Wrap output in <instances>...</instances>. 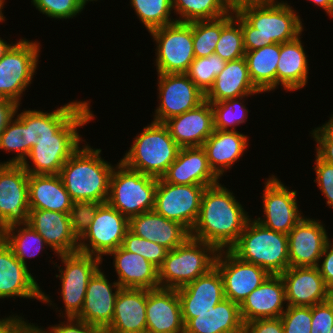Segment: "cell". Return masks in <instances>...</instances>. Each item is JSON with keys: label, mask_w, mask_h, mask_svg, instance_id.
I'll return each instance as SVG.
<instances>
[{"label": "cell", "mask_w": 333, "mask_h": 333, "mask_svg": "<svg viewBox=\"0 0 333 333\" xmlns=\"http://www.w3.org/2000/svg\"><path fill=\"white\" fill-rule=\"evenodd\" d=\"M280 318L284 333H311L312 311L309 306H287Z\"/></svg>", "instance_id": "cell-47"}, {"label": "cell", "mask_w": 333, "mask_h": 333, "mask_svg": "<svg viewBox=\"0 0 333 333\" xmlns=\"http://www.w3.org/2000/svg\"><path fill=\"white\" fill-rule=\"evenodd\" d=\"M40 43L25 38L15 42L0 60V97L21 104L31 85L40 56Z\"/></svg>", "instance_id": "cell-11"}, {"label": "cell", "mask_w": 333, "mask_h": 333, "mask_svg": "<svg viewBox=\"0 0 333 333\" xmlns=\"http://www.w3.org/2000/svg\"><path fill=\"white\" fill-rule=\"evenodd\" d=\"M174 141L182 147H202L214 132V112L206 100L197 108L170 118L164 123Z\"/></svg>", "instance_id": "cell-25"}, {"label": "cell", "mask_w": 333, "mask_h": 333, "mask_svg": "<svg viewBox=\"0 0 333 333\" xmlns=\"http://www.w3.org/2000/svg\"><path fill=\"white\" fill-rule=\"evenodd\" d=\"M128 229L129 219L108 203H103L89 228L79 238L78 251L103 260V256L122 246Z\"/></svg>", "instance_id": "cell-13"}, {"label": "cell", "mask_w": 333, "mask_h": 333, "mask_svg": "<svg viewBox=\"0 0 333 333\" xmlns=\"http://www.w3.org/2000/svg\"><path fill=\"white\" fill-rule=\"evenodd\" d=\"M122 247L129 252L138 254L159 268L166 258L168 250L163 246L143 239L129 229L123 239Z\"/></svg>", "instance_id": "cell-45"}, {"label": "cell", "mask_w": 333, "mask_h": 333, "mask_svg": "<svg viewBox=\"0 0 333 333\" xmlns=\"http://www.w3.org/2000/svg\"><path fill=\"white\" fill-rule=\"evenodd\" d=\"M89 144L79 147L62 166L59 176L73 202L107 203L110 177L115 167Z\"/></svg>", "instance_id": "cell-3"}, {"label": "cell", "mask_w": 333, "mask_h": 333, "mask_svg": "<svg viewBox=\"0 0 333 333\" xmlns=\"http://www.w3.org/2000/svg\"><path fill=\"white\" fill-rule=\"evenodd\" d=\"M129 230L168 251L183 244L190 237V231L184 225L166 219L154 210L129 218Z\"/></svg>", "instance_id": "cell-29"}, {"label": "cell", "mask_w": 333, "mask_h": 333, "mask_svg": "<svg viewBox=\"0 0 333 333\" xmlns=\"http://www.w3.org/2000/svg\"><path fill=\"white\" fill-rule=\"evenodd\" d=\"M157 75L159 105L154 111V122L165 123L205 101V94L185 73Z\"/></svg>", "instance_id": "cell-15"}, {"label": "cell", "mask_w": 333, "mask_h": 333, "mask_svg": "<svg viewBox=\"0 0 333 333\" xmlns=\"http://www.w3.org/2000/svg\"><path fill=\"white\" fill-rule=\"evenodd\" d=\"M102 203L96 201H76L70 209V221L73 233L79 239L89 228L95 213Z\"/></svg>", "instance_id": "cell-48"}, {"label": "cell", "mask_w": 333, "mask_h": 333, "mask_svg": "<svg viewBox=\"0 0 333 333\" xmlns=\"http://www.w3.org/2000/svg\"><path fill=\"white\" fill-rule=\"evenodd\" d=\"M63 267L57 266L61 280V298L64 302V312L60 317H77L82 309L89 279L100 268L102 260L96 256L82 252L57 255ZM100 264V265H99ZM62 314V315H61ZM65 314V315H63Z\"/></svg>", "instance_id": "cell-12"}, {"label": "cell", "mask_w": 333, "mask_h": 333, "mask_svg": "<svg viewBox=\"0 0 333 333\" xmlns=\"http://www.w3.org/2000/svg\"><path fill=\"white\" fill-rule=\"evenodd\" d=\"M229 250L271 275H280L289 268L288 234L268 229L253 218Z\"/></svg>", "instance_id": "cell-6"}, {"label": "cell", "mask_w": 333, "mask_h": 333, "mask_svg": "<svg viewBox=\"0 0 333 333\" xmlns=\"http://www.w3.org/2000/svg\"><path fill=\"white\" fill-rule=\"evenodd\" d=\"M130 4L148 32L177 21L171 15L172 0H130Z\"/></svg>", "instance_id": "cell-41"}, {"label": "cell", "mask_w": 333, "mask_h": 333, "mask_svg": "<svg viewBox=\"0 0 333 333\" xmlns=\"http://www.w3.org/2000/svg\"><path fill=\"white\" fill-rule=\"evenodd\" d=\"M222 30V17L193 22V48L195 58L208 57L215 47Z\"/></svg>", "instance_id": "cell-44"}, {"label": "cell", "mask_w": 333, "mask_h": 333, "mask_svg": "<svg viewBox=\"0 0 333 333\" xmlns=\"http://www.w3.org/2000/svg\"><path fill=\"white\" fill-rule=\"evenodd\" d=\"M161 178L177 185L209 187L219 183V178L211 170L202 147L180 148L176 160Z\"/></svg>", "instance_id": "cell-27"}, {"label": "cell", "mask_w": 333, "mask_h": 333, "mask_svg": "<svg viewBox=\"0 0 333 333\" xmlns=\"http://www.w3.org/2000/svg\"><path fill=\"white\" fill-rule=\"evenodd\" d=\"M146 333H184L177 289L146 290Z\"/></svg>", "instance_id": "cell-23"}, {"label": "cell", "mask_w": 333, "mask_h": 333, "mask_svg": "<svg viewBox=\"0 0 333 333\" xmlns=\"http://www.w3.org/2000/svg\"><path fill=\"white\" fill-rule=\"evenodd\" d=\"M215 266L223 279L225 298L238 305L270 275L260 266L239 259L230 250L218 251Z\"/></svg>", "instance_id": "cell-18"}, {"label": "cell", "mask_w": 333, "mask_h": 333, "mask_svg": "<svg viewBox=\"0 0 333 333\" xmlns=\"http://www.w3.org/2000/svg\"><path fill=\"white\" fill-rule=\"evenodd\" d=\"M172 8L177 22L185 23L218 19L233 9L227 0H172Z\"/></svg>", "instance_id": "cell-39"}, {"label": "cell", "mask_w": 333, "mask_h": 333, "mask_svg": "<svg viewBox=\"0 0 333 333\" xmlns=\"http://www.w3.org/2000/svg\"><path fill=\"white\" fill-rule=\"evenodd\" d=\"M87 101H71L51 112L25 110L16 112L0 136V150L17 152L14 157L0 164H22L37 137L43 131H58Z\"/></svg>", "instance_id": "cell-5"}, {"label": "cell", "mask_w": 333, "mask_h": 333, "mask_svg": "<svg viewBox=\"0 0 333 333\" xmlns=\"http://www.w3.org/2000/svg\"><path fill=\"white\" fill-rule=\"evenodd\" d=\"M26 223L41 235L55 254L78 251L79 239L72 231L68 213L30 209Z\"/></svg>", "instance_id": "cell-24"}, {"label": "cell", "mask_w": 333, "mask_h": 333, "mask_svg": "<svg viewBox=\"0 0 333 333\" xmlns=\"http://www.w3.org/2000/svg\"><path fill=\"white\" fill-rule=\"evenodd\" d=\"M248 138L237 130L214 129L203 143L202 148L206 152L208 164L219 179L243 156L248 148Z\"/></svg>", "instance_id": "cell-31"}, {"label": "cell", "mask_w": 333, "mask_h": 333, "mask_svg": "<svg viewBox=\"0 0 333 333\" xmlns=\"http://www.w3.org/2000/svg\"><path fill=\"white\" fill-rule=\"evenodd\" d=\"M120 289L117 281L110 283L104 271L99 268L89 279L85 300L76 318L106 330L112 322Z\"/></svg>", "instance_id": "cell-21"}, {"label": "cell", "mask_w": 333, "mask_h": 333, "mask_svg": "<svg viewBox=\"0 0 333 333\" xmlns=\"http://www.w3.org/2000/svg\"><path fill=\"white\" fill-rule=\"evenodd\" d=\"M156 42L157 74L186 73L195 59L193 48V22H174L151 30Z\"/></svg>", "instance_id": "cell-10"}, {"label": "cell", "mask_w": 333, "mask_h": 333, "mask_svg": "<svg viewBox=\"0 0 333 333\" xmlns=\"http://www.w3.org/2000/svg\"><path fill=\"white\" fill-rule=\"evenodd\" d=\"M64 322H60L54 326L50 325L47 329L39 328L36 324L32 323V333H105L104 329L86 323L76 317H65ZM36 325V326H35Z\"/></svg>", "instance_id": "cell-50"}, {"label": "cell", "mask_w": 333, "mask_h": 333, "mask_svg": "<svg viewBox=\"0 0 333 333\" xmlns=\"http://www.w3.org/2000/svg\"><path fill=\"white\" fill-rule=\"evenodd\" d=\"M218 250L192 238L167 252L158 268L160 288L178 289L207 273L215 266Z\"/></svg>", "instance_id": "cell-8"}, {"label": "cell", "mask_w": 333, "mask_h": 333, "mask_svg": "<svg viewBox=\"0 0 333 333\" xmlns=\"http://www.w3.org/2000/svg\"><path fill=\"white\" fill-rule=\"evenodd\" d=\"M311 333H329L333 325V296L326 302L311 307Z\"/></svg>", "instance_id": "cell-52"}, {"label": "cell", "mask_w": 333, "mask_h": 333, "mask_svg": "<svg viewBox=\"0 0 333 333\" xmlns=\"http://www.w3.org/2000/svg\"><path fill=\"white\" fill-rule=\"evenodd\" d=\"M14 43L11 42L10 44L1 39L0 37V60L3 58L5 53L9 50V48L13 45Z\"/></svg>", "instance_id": "cell-58"}, {"label": "cell", "mask_w": 333, "mask_h": 333, "mask_svg": "<svg viewBox=\"0 0 333 333\" xmlns=\"http://www.w3.org/2000/svg\"><path fill=\"white\" fill-rule=\"evenodd\" d=\"M85 2H86V4H87V2H91V1H98V0H84Z\"/></svg>", "instance_id": "cell-62"}, {"label": "cell", "mask_w": 333, "mask_h": 333, "mask_svg": "<svg viewBox=\"0 0 333 333\" xmlns=\"http://www.w3.org/2000/svg\"><path fill=\"white\" fill-rule=\"evenodd\" d=\"M329 5L333 9V0H329Z\"/></svg>", "instance_id": "cell-61"}, {"label": "cell", "mask_w": 333, "mask_h": 333, "mask_svg": "<svg viewBox=\"0 0 333 333\" xmlns=\"http://www.w3.org/2000/svg\"><path fill=\"white\" fill-rule=\"evenodd\" d=\"M300 36L294 40L280 44L276 88L281 85L285 91L290 92L306 87L305 85L309 78V60L307 59Z\"/></svg>", "instance_id": "cell-36"}, {"label": "cell", "mask_w": 333, "mask_h": 333, "mask_svg": "<svg viewBox=\"0 0 333 333\" xmlns=\"http://www.w3.org/2000/svg\"><path fill=\"white\" fill-rule=\"evenodd\" d=\"M250 1H266V0H227V2L235 8L238 4L243 2H250Z\"/></svg>", "instance_id": "cell-59"}, {"label": "cell", "mask_w": 333, "mask_h": 333, "mask_svg": "<svg viewBox=\"0 0 333 333\" xmlns=\"http://www.w3.org/2000/svg\"><path fill=\"white\" fill-rule=\"evenodd\" d=\"M310 3L313 2L314 5L320 6L325 10L327 15L333 18V9L329 5V0H309Z\"/></svg>", "instance_id": "cell-57"}, {"label": "cell", "mask_w": 333, "mask_h": 333, "mask_svg": "<svg viewBox=\"0 0 333 333\" xmlns=\"http://www.w3.org/2000/svg\"><path fill=\"white\" fill-rule=\"evenodd\" d=\"M250 218L233 192L217 183L206 187L190 236L213 245L218 251L229 250Z\"/></svg>", "instance_id": "cell-1"}, {"label": "cell", "mask_w": 333, "mask_h": 333, "mask_svg": "<svg viewBox=\"0 0 333 333\" xmlns=\"http://www.w3.org/2000/svg\"><path fill=\"white\" fill-rule=\"evenodd\" d=\"M5 0H0V22L5 21V16L3 15L2 9L4 8Z\"/></svg>", "instance_id": "cell-60"}, {"label": "cell", "mask_w": 333, "mask_h": 333, "mask_svg": "<svg viewBox=\"0 0 333 333\" xmlns=\"http://www.w3.org/2000/svg\"><path fill=\"white\" fill-rule=\"evenodd\" d=\"M280 275L288 306L312 307L333 296L317 267H289Z\"/></svg>", "instance_id": "cell-22"}, {"label": "cell", "mask_w": 333, "mask_h": 333, "mask_svg": "<svg viewBox=\"0 0 333 333\" xmlns=\"http://www.w3.org/2000/svg\"><path fill=\"white\" fill-rule=\"evenodd\" d=\"M324 258V259H323ZM323 259V260H322ZM322 260V262H321ZM321 264V265H320ZM317 268L323 277L326 286L333 293V239L329 241L323 250Z\"/></svg>", "instance_id": "cell-54"}, {"label": "cell", "mask_w": 333, "mask_h": 333, "mask_svg": "<svg viewBox=\"0 0 333 333\" xmlns=\"http://www.w3.org/2000/svg\"><path fill=\"white\" fill-rule=\"evenodd\" d=\"M205 189L201 185H177L158 178L153 210L191 231L198 219Z\"/></svg>", "instance_id": "cell-14"}, {"label": "cell", "mask_w": 333, "mask_h": 333, "mask_svg": "<svg viewBox=\"0 0 333 333\" xmlns=\"http://www.w3.org/2000/svg\"><path fill=\"white\" fill-rule=\"evenodd\" d=\"M94 117L87 100L58 131H43L21 165L29 174H59L66 161L85 142L77 129ZM27 160L33 164L30 166Z\"/></svg>", "instance_id": "cell-4"}, {"label": "cell", "mask_w": 333, "mask_h": 333, "mask_svg": "<svg viewBox=\"0 0 333 333\" xmlns=\"http://www.w3.org/2000/svg\"><path fill=\"white\" fill-rule=\"evenodd\" d=\"M184 333H243L240 305L224 299L210 311L182 313Z\"/></svg>", "instance_id": "cell-28"}, {"label": "cell", "mask_w": 333, "mask_h": 333, "mask_svg": "<svg viewBox=\"0 0 333 333\" xmlns=\"http://www.w3.org/2000/svg\"><path fill=\"white\" fill-rule=\"evenodd\" d=\"M316 141V155L323 161L333 165V114L328 122L311 131Z\"/></svg>", "instance_id": "cell-49"}, {"label": "cell", "mask_w": 333, "mask_h": 333, "mask_svg": "<svg viewBox=\"0 0 333 333\" xmlns=\"http://www.w3.org/2000/svg\"><path fill=\"white\" fill-rule=\"evenodd\" d=\"M0 333H32V324L22 316L13 314L0 319Z\"/></svg>", "instance_id": "cell-55"}, {"label": "cell", "mask_w": 333, "mask_h": 333, "mask_svg": "<svg viewBox=\"0 0 333 333\" xmlns=\"http://www.w3.org/2000/svg\"><path fill=\"white\" fill-rule=\"evenodd\" d=\"M250 79L261 92L276 89L277 63L280 57V43H273L253 51H246L244 55Z\"/></svg>", "instance_id": "cell-37"}, {"label": "cell", "mask_w": 333, "mask_h": 333, "mask_svg": "<svg viewBox=\"0 0 333 333\" xmlns=\"http://www.w3.org/2000/svg\"><path fill=\"white\" fill-rule=\"evenodd\" d=\"M182 313L210 311L225 299L222 276L216 266L177 289Z\"/></svg>", "instance_id": "cell-30"}, {"label": "cell", "mask_w": 333, "mask_h": 333, "mask_svg": "<svg viewBox=\"0 0 333 333\" xmlns=\"http://www.w3.org/2000/svg\"><path fill=\"white\" fill-rule=\"evenodd\" d=\"M261 94L252 83L245 57L228 61L224 69L214 80L212 87L205 94V100L217 103L222 100L241 96Z\"/></svg>", "instance_id": "cell-34"}, {"label": "cell", "mask_w": 333, "mask_h": 333, "mask_svg": "<svg viewBox=\"0 0 333 333\" xmlns=\"http://www.w3.org/2000/svg\"><path fill=\"white\" fill-rule=\"evenodd\" d=\"M249 96L251 95L211 103L214 112V129L236 131L239 124L246 123L249 111L244 105V98Z\"/></svg>", "instance_id": "cell-42"}, {"label": "cell", "mask_w": 333, "mask_h": 333, "mask_svg": "<svg viewBox=\"0 0 333 333\" xmlns=\"http://www.w3.org/2000/svg\"><path fill=\"white\" fill-rule=\"evenodd\" d=\"M329 241L322 222L304 216L288 233L289 267H317Z\"/></svg>", "instance_id": "cell-20"}, {"label": "cell", "mask_w": 333, "mask_h": 333, "mask_svg": "<svg viewBox=\"0 0 333 333\" xmlns=\"http://www.w3.org/2000/svg\"><path fill=\"white\" fill-rule=\"evenodd\" d=\"M28 269L0 237V299H36L54 306Z\"/></svg>", "instance_id": "cell-19"}, {"label": "cell", "mask_w": 333, "mask_h": 333, "mask_svg": "<svg viewBox=\"0 0 333 333\" xmlns=\"http://www.w3.org/2000/svg\"><path fill=\"white\" fill-rule=\"evenodd\" d=\"M105 333H146V289H120Z\"/></svg>", "instance_id": "cell-33"}, {"label": "cell", "mask_w": 333, "mask_h": 333, "mask_svg": "<svg viewBox=\"0 0 333 333\" xmlns=\"http://www.w3.org/2000/svg\"><path fill=\"white\" fill-rule=\"evenodd\" d=\"M0 237L26 267H28L27 258L39 256L41 250L48 247L41 235L26 222L13 223L4 227L0 231Z\"/></svg>", "instance_id": "cell-38"}, {"label": "cell", "mask_w": 333, "mask_h": 333, "mask_svg": "<svg viewBox=\"0 0 333 333\" xmlns=\"http://www.w3.org/2000/svg\"><path fill=\"white\" fill-rule=\"evenodd\" d=\"M29 173L21 164H0V231L26 222L29 213Z\"/></svg>", "instance_id": "cell-17"}, {"label": "cell", "mask_w": 333, "mask_h": 333, "mask_svg": "<svg viewBox=\"0 0 333 333\" xmlns=\"http://www.w3.org/2000/svg\"><path fill=\"white\" fill-rule=\"evenodd\" d=\"M108 255L114 257L113 266L121 288L151 290L160 287L158 268L142 256L126 251L122 246Z\"/></svg>", "instance_id": "cell-32"}, {"label": "cell", "mask_w": 333, "mask_h": 333, "mask_svg": "<svg viewBox=\"0 0 333 333\" xmlns=\"http://www.w3.org/2000/svg\"><path fill=\"white\" fill-rule=\"evenodd\" d=\"M214 53L226 62L240 59L245 55L240 13L235 8L222 17L221 35Z\"/></svg>", "instance_id": "cell-40"}, {"label": "cell", "mask_w": 333, "mask_h": 333, "mask_svg": "<svg viewBox=\"0 0 333 333\" xmlns=\"http://www.w3.org/2000/svg\"><path fill=\"white\" fill-rule=\"evenodd\" d=\"M158 178L126 167L121 161L115 165L111 177L107 203L128 219L154 208Z\"/></svg>", "instance_id": "cell-9"}, {"label": "cell", "mask_w": 333, "mask_h": 333, "mask_svg": "<svg viewBox=\"0 0 333 333\" xmlns=\"http://www.w3.org/2000/svg\"><path fill=\"white\" fill-rule=\"evenodd\" d=\"M235 9L240 13L245 52L294 40L304 31L299 12L284 1L243 2Z\"/></svg>", "instance_id": "cell-2"}, {"label": "cell", "mask_w": 333, "mask_h": 333, "mask_svg": "<svg viewBox=\"0 0 333 333\" xmlns=\"http://www.w3.org/2000/svg\"><path fill=\"white\" fill-rule=\"evenodd\" d=\"M180 148L164 123L152 121L134 138L119 161L132 170L161 178L176 160Z\"/></svg>", "instance_id": "cell-7"}, {"label": "cell", "mask_w": 333, "mask_h": 333, "mask_svg": "<svg viewBox=\"0 0 333 333\" xmlns=\"http://www.w3.org/2000/svg\"><path fill=\"white\" fill-rule=\"evenodd\" d=\"M243 333H284L281 318H261L244 323Z\"/></svg>", "instance_id": "cell-53"}, {"label": "cell", "mask_w": 333, "mask_h": 333, "mask_svg": "<svg viewBox=\"0 0 333 333\" xmlns=\"http://www.w3.org/2000/svg\"><path fill=\"white\" fill-rule=\"evenodd\" d=\"M29 208L70 213L73 201L59 174H29Z\"/></svg>", "instance_id": "cell-35"}, {"label": "cell", "mask_w": 333, "mask_h": 333, "mask_svg": "<svg viewBox=\"0 0 333 333\" xmlns=\"http://www.w3.org/2000/svg\"><path fill=\"white\" fill-rule=\"evenodd\" d=\"M329 333H333V325H332V327H331V329H330V332Z\"/></svg>", "instance_id": "cell-63"}, {"label": "cell", "mask_w": 333, "mask_h": 333, "mask_svg": "<svg viewBox=\"0 0 333 333\" xmlns=\"http://www.w3.org/2000/svg\"><path fill=\"white\" fill-rule=\"evenodd\" d=\"M19 106L20 104L12 99L0 97V136L11 120L15 118Z\"/></svg>", "instance_id": "cell-56"}, {"label": "cell", "mask_w": 333, "mask_h": 333, "mask_svg": "<svg viewBox=\"0 0 333 333\" xmlns=\"http://www.w3.org/2000/svg\"><path fill=\"white\" fill-rule=\"evenodd\" d=\"M267 179L262 195L265 215L254 219L268 229L288 234L304 217L298 208L297 191L290 190L273 174Z\"/></svg>", "instance_id": "cell-16"}, {"label": "cell", "mask_w": 333, "mask_h": 333, "mask_svg": "<svg viewBox=\"0 0 333 333\" xmlns=\"http://www.w3.org/2000/svg\"><path fill=\"white\" fill-rule=\"evenodd\" d=\"M315 158L313 169L316 172V179L314 182L324 195L328 207L333 208V165L321 160L317 155Z\"/></svg>", "instance_id": "cell-51"}, {"label": "cell", "mask_w": 333, "mask_h": 333, "mask_svg": "<svg viewBox=\"0 0 333 333\" xmlns=\"http://www.w3.org/2000/svg\"><path fill=\"white\" fill-rule=\"evenodd\" d=\"M40 13L49 18L72 19L85 9L84 0H31Z\"/></svg>", "instance_id": "cell-46"}, {"label": "cell", "mask_w": 333, "mask_h": 333, "mask_svg": "<svg viewBox=\"0 0 333 333\" xmlns=\"http://www.w3.org/2000/svg\"><path fill=\"white\" fill-rule=\"evenodd\" d=\"M226 61L215 53L208 57L195 58L185 73L194 84L206 94L218 74L224 69Z\"/></svg>", "instance_id": "cell-43"}, {"label": "cell", "mask_w": 333, "mask_h": 333, "mask_svg": "<svg viewBox=\"0 0 333 333\" xmlns=\"http://www.w3.org/2000/svg\"><path fill=\"white\" fill-rule=\"evenodd\" d=\"M286 304V305H284ZM285 285L281 275H269L240 305L244 323L261 318H280L286 310Z\"/></svg>", "instance_id": "cell-26"}]
</instances>
